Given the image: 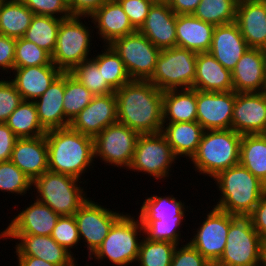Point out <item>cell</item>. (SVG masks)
Returning <instances> with one entry per match:
<instances>
[{"label":"cell","instance_id":"1","mask_svg":"<svg viewBox=\"0 0 266 266\" xmlns=\"http://www.w3.org/2000/svg\"><path fill=\"white\" fill-rule=\"evenodd\" d=\"M118 122L139 134L159 133L163 126V92L148 80H131L115 91Z\"/></svg>","mask_w":266,"mask_h":266},{"label":"cell","instance_id":"2","mask_svg":"<svg viewBox=\"0 0 266 266\" xmlns=\"http://www.w3.org/2000/svg\"><path fill=\"white\" fill-rule=\"evenodd\" d=\"M49 171L75 177L79 180L94 161V139L70 127L48 130Z\"/></svg>","mask_w":266,"mask_h":266},{"label":"cell","instance_id":"3","mask_svg":"<svg viewBox=\"0 0 266 266\" xmlns=\"http://www.w3.org/2000/svg\"><path fill=\"white\" fill-rule=\"evenodd\" d=\"M221 196L214 207L227 213L251 214L266 185L240 163L213 178Z\"/></svg>","mask_w":266,"mask_h":266},{"label":"cell","instance_id":"4","mask_svg":"<svg viewBox=\"0 0 266 266\" xmlns=\"http://www.w3.org/2000/svg\"><path fill=\"white\" fill-rule=\"evenodd\" d=\"M242 134L232 129L204 131L191 161L194 170L216 177L220 172L239 164Z\"/></svg>","mask_w":266,"mask_h":266},{"label":"cell","instance_id":"5","mask_svg":"<svg viewBox=\"0 0 266 266\" xmlns=\"http://www.w3.org/2000/svg\"><path fill=\"white\" fill-rule=\"evenodd\" d=\"M230 228L219 261L212 266L263 265V240L253 227L252 215L229 213Z\"/></svg>","mask_w":266,"mask_h":266},{"label":"cell","instance_id":"6","mask_svg":"<svg viewBox=\"0 0 266 266\" xmlns=\"http://www.w3.org/2000/svg\"><path fill=\"white\" fill-rule=\"evenodd\" d=\"M129 213L122 214L111 226L108 235L89 260L109 259L113 265L127 266L137 263L143 226L139 218ZM139 232V233H138ZM139 235V238H138ZM93 256V257H92ZM97 259V260H96Z\"/></svg>","mask_w":266,"mask_h":266},{"label":"cell","instance_id":"7","mask_svg":"<svg viewBox=\"0 0 266 266\" xmlns=\"http://www.w3.org/2000/svg\"><path fill=\"white\" fill-rule=\"evenodd\" d=\"M82 182L75 177L48 170L36 178L32 186L38 193L36 199L39 202L49 206L59 216H72L89 198L79 185Z\"/></svg>","mask_w":266,"mask_h":266},{"label":"cell","instance_id":"8","mask_svg":"<svg viewBox=\"0 0 266 266\" xmlns=\"http://www.w3.org/2000/svg\"><path fill=\"white\" fill-rule=\"evenodd\" d=\"M86 17L71 16L60 23L52 63L62 72H70L76 65L89 60L92 31L84 20ZM89 27V28H88ZM91 30V31H90Z\"/></svg>","mask_w":266,"mask_h":266},{"label":"cell","instance_id":"9","mask_svg":"<svg viewBox=\"0 0 266 266\" xmlns=\"http://www.w3.org/2000/svg\"><path fill=\"white\" fill-rule=\"evenodd\" d=\"M196 59L197 53L191 50L179 47L162 49L154 74L148 81L162 92L193 88Z\"/></svg>","mask_w":266,"mask_h":266},{"label":"cell","instance_id":"10","mask_svg":"<svg viewBox=\"0 0 266 266\" xmlns=\"http://www.w3.org/2000/svg\"><path fill=\"white\" fill-rule=\"evenodd\" d=\"M177 159L161 132L140 134L128 170L148 174V177L152 176L157 180H165L171 176L170 168Z\"/></svg>","mask_w":266,"mask_h":266},{"label":"cell","instance_id":"11","mask_svg":"<svg viewBox=\"0 0 266 266\" xmlns=\"http://www.w3.org/2000/svg\"><path fill=\"white\" fill-rule=\"evenodd\" d=\"M110 46L120 56L131 80L152 77L161 50L138 30L114 40Z\"/></svg>","mask_w":266,"mask_h":266},{"label":"cell","instance_id":"12","mask_svg":"<svg viewBox=\"0 0 266 266\" xmlns=\"http://www.w3.org/2000/svg\"><path fill=\"white\" fill-rule=\"evenodd\" d=\"M139 133L116 122L107 126L94 139V158L115 167L128 169L134 155Z\"/></svg>","mask_w":266,"mask_h":266},{"label":"cell","instance_id":"13","mask_svg":"<svg viewBox=\"0 0 266 266\" xmlns=\"http://www.w3.org/2000/svg\"><path fill=\"white\" fill-rule=\"evenodd\" d=\"M123 213L124 212H114L110 210V208L104 207L89 198L76 211L74 218L79 231L80 240L82 239L83 242H85V247L89 250V257L98 249L108 235L113 223Z\"/></svg>","mask_w":266,"mask_h":266},{"label":"cell","instance_id":"14","mask_svg":"<svg viewBox=\"0 0 266 266\" xmlns=\"http://www.w3.org/2000/svg\"><path fill=\"white\" fill-rule=\"evenodd\" d=\"M206 214L205 220L199 223L196 232L188 242L197 249L201 255L212 265H215L226 245L227 234L230 228L229 213L221 211L216 207Z\"/></svg>","mask_w":266,"mask_h":266},{"label":"cell","instance_id":"15","mask_svg":"<svg viewBox=\"0 0 266 266\" xmlns=\"http://www.w3.org/2000/svg\"><path fill=\"white\" fill-rule=\"evenodd\" d=\"M197 122L204 131L232 129L236 92L196 90Z\"/></svg>","mask_w":266,"mask_h":266},{"label":"cell","instance_id":"16","mask_svg":"<svg viewBox=\"0 0 266 266\" xmlns=\"http://www.w3.org/2000/svg\"><path fill=\"white\" fill-rule=\"evenodd\" d=\"M118 122L115 92L93 96L91 102L70 122L69 127L95 137L107 126Z\"/></svg>","mask_w":266,"mask_h":266},{"label":"cell","instance_id":"17","mask_svg":"<svg viewBox=\"0 0 266 266\" xmlns=\"http://www.w3.org/2000/svg\"><path fill=\"white\" fill-rule=\"evenodd\" d=\"M232 130L239 134H266V92L236 93Z\"/></svg>","mask_w":266,"mask_h":266},{"label":"cell","instance_id":"18","mask_svg":"<svg viewBox=\"0 0 266 266\" xmlns=\"http://www.w3.org/2000/svg\"><path fill=\"white\" fill-rule=\"evenodd\" d=\"M4 238L18 240L15 247L17 256H33L57 266H76L77 261L51 236L30 234H4ZM19 242V243H18Z\"/></svg>","mask_w":266,"mask_h":266},{"label":"cell","instance_id":"19","mask_svg":"<svg viewBox=\"0 0 266 266\" xmlns=\"http://www.w3.org/2000/svg\"><path fill=\"white\" fill-rule=\"evenodd\" d=\"M59 217L49 206L35 199L34 203L13 217L8 227L0 232V239L5 240L4 234L51 236Z\"/></svg>","mask_w":266,"mask_h":266},{"label":"cell","instance_id":"20","mask_svg":"<svg viewBox=\"0 0 266 266\" xmlns=\"http://www.w3.org/2000/svg\"><path fill=\"white\" fill-rule=\"evenodd\" d=\"M265 50L248 48L231 71L236 93L266 92Z\"/></svg>","mask_w":266,"mask_h":266},{"label":"cell","instance_id":"21","mask_svg":"<svg viewBox=\"0 0 266 266\" xmlns=\"http://www.w3.org/2000/svg\"><path fill=\"white\" fill-rule=\"evenodd\" d=\"M176 19L168 3H153L138 31L160 50L176 47Z\"/></svg>","mask_w":266,"mask_h":266},{"label":"cell","instance_id":"22","mask_svg":"<svg viewBox=\"0 0 266 266\" xmlns=\"http://www.w3.org/2000/svg\"><path fill=\"white\" fill-rule=\"evenodd\" d=\"M99 34V39L105 45H110L114 40L132 34L137 30L132 26L127 14L117 0H107L90 18Z\"/></svg>","mask_w":266,"mask_h":266},{"label":"cell","instance_id":"23","mask_svg":"<svg viewBox=\"0 0 266 266\" xmlns=\"http://www.w3.org/2000/svg\"><path fill=\"white\" fill-rule=\"evenodd\" d=\"M11 161L33 182L48 171V147L45 135L35 138H18Z\"/></svg>","mask_w":266,"mask_h":266},{"label":"cell","instance_id":"24","mask_svg":"<svg viewBox=\"0 0 266 266\" xmlns=\"http://www.w3.org/2000/svg\"><path fill=\"white\" fill-rule=\"evenodd\" d=\"M236 23L249 48L266 50V2L239 0Z\"/></svg>","mask_w":266,"mask_h":266},{"label":"cell","instance_id":"25","mask_svg":"<svg viewBox=\"0 0 266 266\" xmlns=\"http://www.w3.org/2000/svg\"><path fill=\"white\" fill-rule=\"evenodd\" d=\"M248 48L238 24L233 22L215 27L209 53L232 71Z\"/></svg>","mask_w":266,"mask_h":266},{"label":"cell","instance_id":"26","mask_svg":"<svg viewBox=\"0 0 266 266\" xmlns=\"http://www.w3.org/2000/svg\"><path fill=\"white\" fill-rule=\"evenodd\" d=\"M11 79L24 101L39 98L62 73L54 64L14 67Z\"/></svg>","mask_w":266,"mask_h":266},{"label":"cell","instance_id":"27","mask_svg":"<svg viewBox=\"0 0 266 266\" xmlns=\"http://www.w3.org/2000/svg\"><path fill=\"white\" fill-rule=\"evenodd\" d=\"M65 72H62L39 98L34 100L38 119L46 130L69 127L70 121L64 115Z\"/></svg>","mask_w":266,"mask_h":266},{"label":"cell","instance_id":"28","mask_svg":"<svg viewBox=\"0 0 266 266\" xmlns=\"http://www.w3.org/2000/svg\"><path fill=\"white\" fill-rule=\"evenodd\" d=\"M215 25L196 18L193 14L177 15L176 47L196 53L209 52Z\"/></svg>","mask_w":266,"mask_h":266},{"label":"cell","instance_id":"29","mask_svg":"<svg viewBox=\"0 0 266 266\" xmlns=\"http://www.w3.org/2000/svg\"><path fill=\"white\" fill-rule=\"evenodd\" d=\"M193 89L210 92L233 91L232 73L209 52L197 53Z\"/></svg>","mask_w":266,"mask_h":266},{"label":"cell","instance_id":"30","mask_svg":"<svg viewBox=\"0 0 266 266\" xmlns=\"http://www.w3.org/2000/svg\"><path fill=\"white\" fill-rule=\"evenodd\" d=\"M204 129L197 122L163 123L161 133L165 136L177 158L196 154Z\"/></svg>","mask_w":266,"mask_h":266},{"label":"cell","instance_id":"31","mask_svg":"<svg viewBox=\"0 0 266 266\" xmlns=\"http://www.w3.org/2000/svg\"><path fill=\"white\" fill-rule=\"evenodd\" d=\"M194 121H197L195 89H178L163 92V123Z\"/></svg>","mask_w":266,"mask_h":266},{"label":"cell","instance_id":"32","mask_svg":"<svg viewBox=\"0 0 266 266\" xmlns=\"http://www.w3.org/2000/svg\"><path fill=\"white\" fill-rule=\"evenodd\" d=\"M34 13L21 0H1L0 34L22 38L30 26Z\"/></svg>","mask_w":266,"mask_h":266},{"label":"cell","instance_id":"33","mask_svg":"<svg viewBox=\"0 0 266 266\" xmlns=\"http://www.w3.org/2000/svg\"><path fill=\"white\" fill-rule=\"evenodd\" d=\"M239 163L266 185V134H243Z\"/></svg>","mask_w":266,"mask_h":266},{"label":"cell","instance_id":"34","mask_svg":"<svg viewBox=\"0 0 266 266\" xmlns=\"http://www.w3.org/2000/svg\"><path fill=\"white\" fill-rule=\"evenodd\" d=\"M184 202L173 195L165 197L151 195L146 198L140 208L139 220H184L188 211Z\"/></svg>","mask_w":266,"mask_h":266},{"label":"cell","instance_id":"35","mask_svg":"<svg viewBox=\"0 0 266 266\" xmlns=\"http://www.w3.org/2000/svg\"><path fill=\"white\" fill-rule=\"evenodd\" d=\"M5 124L18 138H35L46 134L33 101H24L11 113Z\"/></svg>","mask_w":266,"mask_h":266},{"label":"cell","instance_id":"36","mask_svg":"<svg viewBox=\"0 0 266 266\" xmlns=\"http://www.w3.org/2000/svg\"><path fill=\"white\" fill-rule=\"evenodd\" d=\"M63 19L34 14L23 38L35 43L52 55L55 50L60 23Z\"/></svg>","mask_w":266,"mask_h":266},{"label":"cell","instance_id":"37","mask_svg":"<svg viewBox=\"0 0 266 266\" xmlns=\"http://www.w3.org/2000/svg\"><path fill=\"white\" fill-rule=\"evenodd\" d=\"M103 51L91 59L97 64L103 75V80L114 90H118L124 84L131 81L120 56L110 45L103 44ZM106 47V48H105Z\"/></svg>","mask_w":266,"mask_h":266},{"label":"cell","instance_id":"38","mask_svg":"<svg viewBox=\"0 0 266 266\" xmlns=\"http://www.w3.org/2000/svg\"><path fill=\"white\" fill-rule=\"evenodd\" d=\"M239 0H201L193 15L215 26L236 22Z\"/></svg>","mask_w":266,"mask_h":266},{"label":"cell","instance_id":"39","mask_svg":"<svg viewBox=\"0 0 266 266\" xmlns=\"http://www.w3.org/2000/svg\"><path fill=\"white\" fill-rule=\"evenodd\" d=\"M93 94L69 72H65L64 115L71 122L92 100Z\"/></svg>","mask_w":266,"mask_h":266},{"label":"cell","instance_id":"40","mask_svg":"<svg viewBox=\"0 0 266 266\" xmlns=\"http://www.w3.org/2000/svg\"><path fill=\"white\" fill-rule=\"evenodd\" d=\"M176 244L168 241H150L144 235L139 246V266H170Z\"/></svg>","mask_w":266,"mask_h":266},{"label":"cell","instance_id":"41","mask_svg":"<svg viewBox=\"0 0 266 266\" xmlns=\"http://www.w3.org/2000/svg\"><path fill=\"white\" fill-rule=\"evenodd\" d=\"M81 84H83L94 96L106 95L115 92L105 80L101 70L92 60H86L76 65L70 72Z\"/></svg>","mask_w":266,"mask_h":266},{"label":"cell","instance_id":"42","mask_svg":"<svg viewBox=\"0 0 266 266\" xmlns=\"http://www.w3.org/2000/svg\"><path fill=\"white\" fill-rule=\"evenodd\" d=\"M143 226V235L150 241H168L180 245L182 241L179 231L183 220H140ZM180 233V234H179Z\"/></svg>","mask_w":266,"mask_h":266},{"label":"cell","instance_id":"43","mask_svg":"<svg viewBox=\"0 0 266 266\" xmlns=\"http://www.w3.org/2000/svg\"><path fill=\"white\" fill-rule=\"evenodd\" d=\"M32 188V181L11 160L0 162V191L24 195Z\"/></svg>","mask_w":266,"mask_h":266},{"label":"cell","instance_id":"44","mask_svg":"<svg viewBox=\"0 0 266 266\" xmlns=\"http://www.w3.org/2000/svg\"><path fill=\"white\" fill-rule=\"evenodd\" d=\"M53 64L51 55L26 39L17 38L14 67L41 66Z\"/></svg>","mask_w":266,"mask_h":266},{"label":"cell","instance_id":"45","mask_svg":"<svg viewBox=\"0 0 266 266\" xmlns=\"http://www.w3.org/2000/svg\"><path fill=\"white\" fill-rule=\"evenodd\" d=\"M51 237L74 256L70 249L75 248L81 242L74 215L60 216Z\"/></svg>","mask_w":266,"mask_h":266},{"label":"cell","instance_id":"46","mask_svg":"<svg viewBox=\"0 0 266 266\" xmlns=\"http://www.w3.org/2000/svg\"><path fill=\"white\" fill-rule=\"evenodd\" d=\"M34 14L59 19L71 17L68 0H21ZM57 16V17H56Z\"/></svg>","mask_w":266,"mask_h":266},{"label":"cell","instance_id":"47","mask_svg":"<svg viewBox=\"0 0 266 266\" xmlns=\"http://www.w3.org/2000/svg\"><path fill=\"white\" fill-rule=\"evenodd\" d=\"M0 78V123H5L11 113L23 102L15 85L10 80Z\"/></svg>","mask_w":266,"mask_h":266},{"label":"cell","instance_id":"48","mask_svg":"<svg viewBox=\"0 0 266 266\" xmlns=\"http://www.w3.org/2000/svg\"><path fill=\"white\" fill-rule=\"evenodd\" d=\"M177 245L170 266H212L201 253L188 242Z\"/></svg>","mask_w":266,"mask_h":266},{"label":"cell","instance_id":"49","mask_svg":"<svg viewBox=\"0 0 266 266\" xmlns=\"http://www.w3.org/2000/svg\"><path fill=\"white\" fill-rule=\"evenodd\" d=\"M127 14L132 26L139 30L144 24L153 2L150 0H117Z\"/></svg>","mask_w":266,"mask_h":266},{"label":"cell","instance_id":"50","mask_svg":"<svg viewBox=\"0 0 266 266\" xmlns=\"http://www.w3.org/2000/svg\"><path fill=\"white\" fill-rule=\"evenodd\" d=\"M15 45L16 38L0 34V69L2 72L6 71L10 74L14 69Z\"/></svg>","mask_w":266,"mask_h":266},{"label":"cell","instance_id":"51","mask_svg":"<svg viewBox=\"0 0 266 266\" xmlns=\"http://www.w3.org/2000/svg\"><path fill=\"white\" fill-rule=\"evenodd\" d=\"M107 0H68L71 16L89 18Z\"/></svg>","mask_w":266,"mask_h":266},{"label":"cell","instance_id":"52","mask_svg":"<svg viewBox=\"0 0 266 266\" xmlns=\"http://www.w3.org/2000/svg\"><path fill=\"white\" fill-rule=\"evenodd\" d=\"M18 137L5 123H0V162L10 161Z\"/></svg>","mask_w":266,"mask_h":266},{"label":"cell","instance_id":"53","mask_svg":"<svg viewBox=\"0 0 266 266\" xmlns=\"http://www.w3.org/2000/svg\"><path fill=\"white\" fill-rule=\"evenodd\" d=\"M252 223L254 229L260 235L263 241L266 240V193L261 197L258 204L253 209Z\"/></svg>","mask_w":266,"mask_h":266},{"label":"cell","instance_id":"54","mask_svg":"<svg viewBox=\"0 0 266 266\" xmlns=\"http://www.w3.org/2000/svg\"><path fill=\"white\" fill-rule=\"evenodd\" d=\"M201 0H170V8L176 15L193 14Z\"/></svg>","mask_w":266,"mask_h":266},{"label":"cell","instance_id":"55","mask_svg":"<svg viewBox=\"0 0 266 266\" xmlns=\"http://www.w3.org/2000/svg\"><path fill=\"white\" fill-rule=\"evenodd\" d=\"M18 266H57L33 256H17Z\"/></svg>","mask_w":266,"mask_h":266},{"label":"cell","instance_id":"56","mask_svg":"<svg viewBox=\"0 0 266 266\" xmlns=\"http://www.w3.org/2000/svg\"><path fill=\"white\" fill-rule=\"evenodd\" d=\"M263 266H266V240L263 242Z\"/></svg>","mask_w":266,"mask_h":266},{"label":"cell","instance_id":"57","mask_svg":"<svg viewBox=\"0 0 266 266\" xmlns=\"http://www.w3.org/2000/svg\"><path fill=\"white\" fill-rule=\"evenodd\" d=\"M152 1L153 3H169L170 0H150Z\"/></svg>","mask_w":266,"mask_h":266},{"label":"cell","instance_id":"58","mask_svg":"<svg viewBox=\"0 0 266 266\" xmlns=\"http://www.w3.org/2000/svg\"><path fill=\"white\" fill-rule=\"evenodd\" d=\"M264 69H265V79H266V50H265V67H264Z\"/></svg>","mask_w":266,"mask_h":266}]
</instances>
